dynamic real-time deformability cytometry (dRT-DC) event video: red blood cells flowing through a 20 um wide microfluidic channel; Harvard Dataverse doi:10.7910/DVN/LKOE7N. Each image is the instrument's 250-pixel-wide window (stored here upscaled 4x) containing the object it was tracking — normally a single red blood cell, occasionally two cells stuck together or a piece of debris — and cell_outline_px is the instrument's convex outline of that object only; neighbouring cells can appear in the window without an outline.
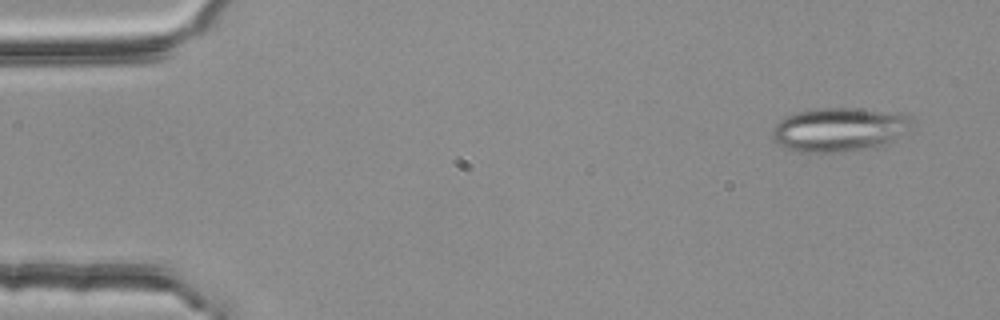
{"species": "common noctule bat (a hibernating species)", "species_latin": "Nyctalus noctula", "temperature_condition": "room temperature", "stored_images_in_passage": 4, "camera_frame_rate_fps": 3000, "um_per_image_px": 0.085, "animal": {"sex": "female", "body_mass_g": 25.1}, "frame": {"image": 1, "passage_image": 1, "time_ms": 0.0, "image_size_px": [1000, 320], "cell_outline_px": [[916, 128], [876, 148], [840, 152], [800, 152], [788, 148], [772, 140], [772, 128], [780, 120], [788, 116], [800, 112], [820, 108], [856, 108], [904, 112], [912, 116]], "centroid_in_image_um": [71.47, 11.0], "position_along_channel_um": 13.5, "area_um2": 36.36}}